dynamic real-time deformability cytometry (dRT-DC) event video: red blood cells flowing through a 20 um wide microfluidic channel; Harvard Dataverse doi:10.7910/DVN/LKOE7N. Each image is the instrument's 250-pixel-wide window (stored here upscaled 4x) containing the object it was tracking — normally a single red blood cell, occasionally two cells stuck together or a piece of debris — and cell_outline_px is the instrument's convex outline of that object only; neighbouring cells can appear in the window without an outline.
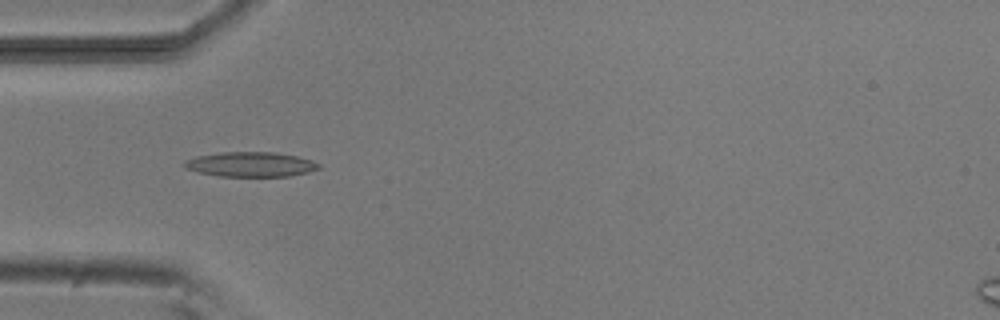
{"species": "common noctule bat (a hibernating species)", "species_latin": "Nyctalus noctula", "temperature_condition": "room temperature", "stored_images_in_passage": 2, "camera_frame_rate_fps": 3000, "um_per_image_px": 0.085, "animal": {"sex": "male", "body_mass_g": 20.5, "forearm_length_mm": 52.5}, "frame": {"image": 1, "passage_image": 1, "time_ms": 0.0, "image_size_px": [1000, 320], "cell_outline_px": [[320, 168], [308, 172], [288, 176], [220, 176], [200, 172], [184, 168], [180, 164], [184, 160], [196, 156], [224, 152], [276, 152], [296, 156], [312, 160], [320, 164]], "centroid_in_image_um": [21.28, 13.96], "position_along_channel_um": 63.7, "area_um2": 19.42}}
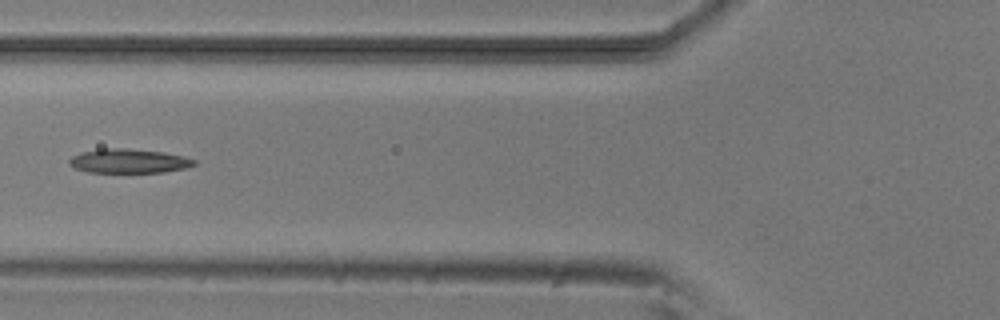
{"frame": {"image": 2, "passage_image": 2, "time_ms": 1.333, "image_size_px": [1000, 320], "cell_outline_px": [[196, 164], [184, 168], [164, 172], [88, 172], [76, 168], [68, 164], [68, 160], [72, 156], [80, 152], [100, 148], [124, 148], [164, 152], [184, 156], [196, 160]], "centroid_in_image_um": [10.92, 13.67], "position_along_channel_um": 114.9, "area_um2": 17.63}}